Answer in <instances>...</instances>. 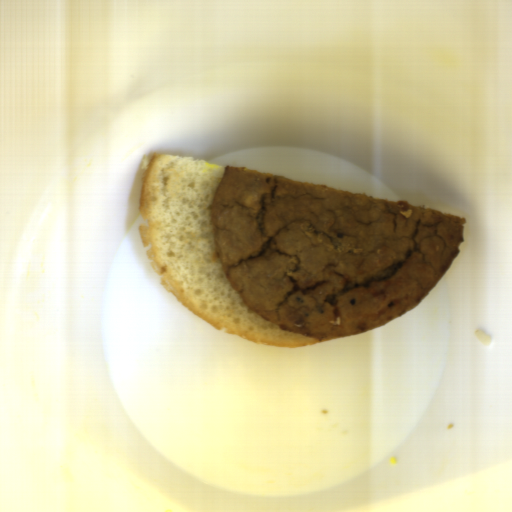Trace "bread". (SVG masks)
Listing matches in <instances>:
<instances>
[{"mask_svg":"<svg viewBox=\"0 0 512 512\" xmlns=\"http://www.w3.org/2000/svg\"><path fill=\"white\" fill-rule=\"evenodd\" d=\"M225 169L189 155H145L138 230L160 282L202 320L229 335L288 348L333 342L337 337H311L258 316L232 288L211 216Z\"/></svg>","mask_w":512,"mask_h":512,"instance_id":"obj_1","label":"bread"}]
</instances>
